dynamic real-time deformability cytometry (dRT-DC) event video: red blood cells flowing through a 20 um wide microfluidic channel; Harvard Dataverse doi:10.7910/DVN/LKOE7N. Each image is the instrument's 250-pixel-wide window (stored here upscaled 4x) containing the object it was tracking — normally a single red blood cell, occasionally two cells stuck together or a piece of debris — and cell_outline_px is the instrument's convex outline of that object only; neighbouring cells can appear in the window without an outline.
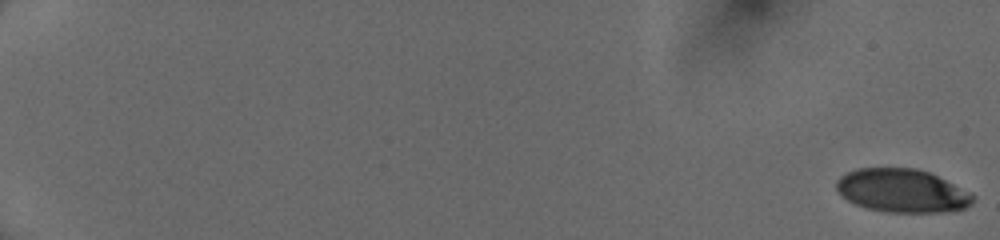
{"species": "human", "species_latin": "Homo sapiens", "temperature_condition": "cold", "stored_images_in_passage": 15, "camera_frame_rate_fps": 3000, "um_per_image_px": 0.085, "donor": {"sex": "female"}, "frame": {"image": 1, "passage_image": 1, "time_ms": 0.0, "image_size_px": [1000, 240], "cell_outline_px": [[976, 196], [972, 204], [964, 208], [948, 212], [888, 212], [864, 208], [840, 196], [836, 188], [836, 180], [840, 176], [856, 168], [916, 168], [928, 172], [972, 192]], "centroid_in_image_um": [76.68, 16.21], "position_along_channel_um": 8.3, "area_um2": 34.8}}